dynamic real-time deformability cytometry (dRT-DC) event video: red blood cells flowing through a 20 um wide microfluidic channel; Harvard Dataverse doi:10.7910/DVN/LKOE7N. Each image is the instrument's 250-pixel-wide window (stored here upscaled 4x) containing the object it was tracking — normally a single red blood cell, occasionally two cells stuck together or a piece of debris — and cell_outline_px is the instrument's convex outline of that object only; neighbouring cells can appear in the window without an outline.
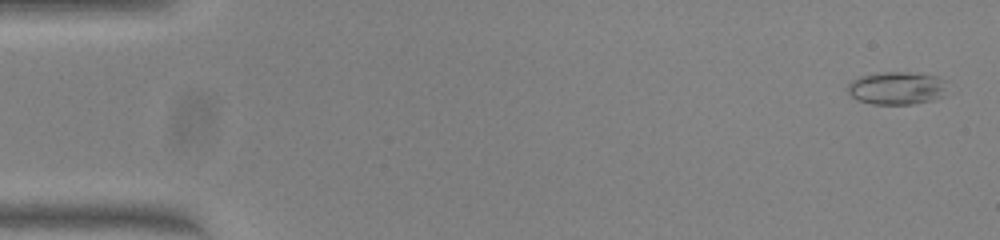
{"species": "common noctule bat (a hibernating species)", "species_latin": "Nyctalus noctula", "temperature_condition": "warm", "stored_images_in_passage": 51, "camera_frame_rate_fps": 3000, "um_per_image_px": 0.085, "animal": {"sex": "female", "body_mass_g": 23.0, "forearm_length_mm": 53.4}, "frame": {"image": 1, "passage_image": 2, "time_ms": 0.333, "image_size_px": [1000, 240], "cell_outline_px": [[948, 80], [944, 96], [932, 100], [912, 104], [872, 104], [856, 100], [848, 92], [848, 84], [852, 80], [860, 76], [880, 72], [912, 72], [936, 76]], "centroid_in_image_um": [76.25, 7.48], "position_along_channel_um": 8.7, "area_um2": 19.36}}
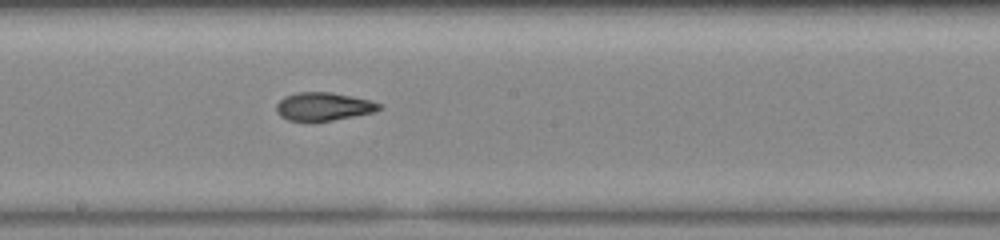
{"frame": {"image": 2, "passage_image": 28, "time_ms": 9.0, "image_size_px": [1000, 240], "cell_outline_px": [[384, 108], [376, 112], [332, 120], [288, 120], [280, 116], [276, 112], [276, 104], [284, 96], [296, 92], [332, 92], [372, 100], [380, 104]], "centroid_in_image_um": [27.52, 9.03], "position_along_channel_um": 220.7, "area_um2": 16.94}}
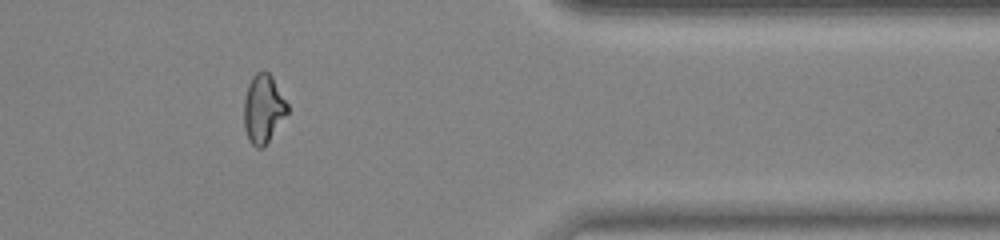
{"frame": {"image": 3, "passage_image": 42, "time_ms": 13.667, "image_size_px": [1000, 240], "cell_outline_px": [[288, 112], [264, 148], [256, 148], [248, 140], [244, 128], [244, 100], [248, 84], [252, 76], [256, 72], [264, 68], [272, 76], [288, 104]], "centroid_in_image_um": [22.37, 9.23], "position_along_channel_um": 389.0, "area_um2": 17.57}, "authors_computed_cell_mechanics": {"area_um2": 18.1492, "velocity_mm_per_s": 4.0636, "shape_relaxation_time_tau1_ms": null, "shape_relaxation_time_tau2_ms": 2.4963, "deformation_change_tau1": null, "deformation_change_tau2": 0.0886}}